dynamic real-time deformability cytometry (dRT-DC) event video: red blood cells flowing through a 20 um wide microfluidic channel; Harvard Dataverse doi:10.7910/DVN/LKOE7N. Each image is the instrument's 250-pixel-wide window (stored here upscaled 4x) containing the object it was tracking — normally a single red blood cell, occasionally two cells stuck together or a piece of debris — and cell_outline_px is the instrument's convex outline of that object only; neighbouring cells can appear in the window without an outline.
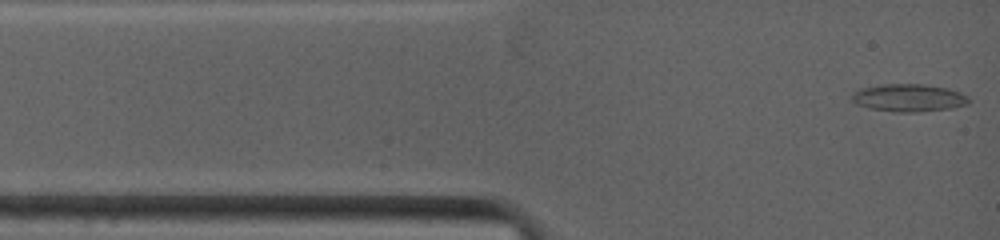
{"species": "common noctule bat (a hibernating species)", "species_latin": "Nyctalus noctula", "temperature_condition": "warm", "stored_images_in_passage": 39, "camera_frame_rate_fps": 4500, "um_per_image_px": 0.085, "animal": {"sex": "female", "body_mass_g": 19.0, "forearm_length_mm": 53.3}, "frame": {"image": 1, "passage_image": 1, "time_ms": 0.0, "image_size_px": [1000, 240], "cell_outline_px": [[972, 100], [968, 104], [952, 108], [912, 112], [896, 112], [868, 108], [856, 104], [848, 96], [852, 92], [864, 88], [888, 84], [920, 84], [944, 88], [960, 92], [968, 96]], "centroid_in_image_um": [77.23, 8.33], "position_along_channel_um": 7.8, "area_um2": 18.73}}
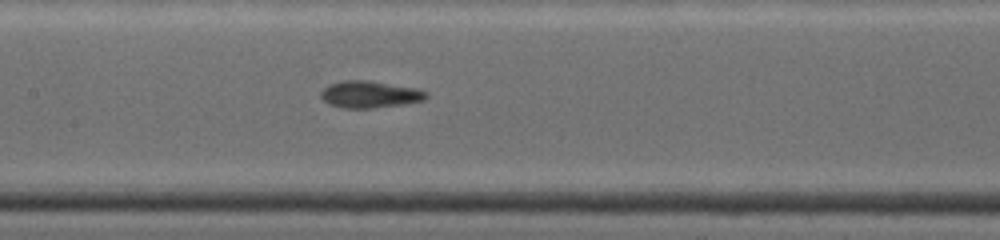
{"frame": {"image": 2, "passage_image": 13, "time_ms": 5.333, "image_size_px": [1000, 240], "cell_outline_px": [[428, 96], [420, 100], [400, 104], [372, 108], [344, 108], [332, 104], [324, 100], [320, 96], [320, 92], [324, 88], [332, 84], [344, 80], [368, 80], [416, 88], [424, 92]], "centroid_in_image_um": [31.38, 8.01], "position_along_channel_um": 176.0, "area_um2": 16.01}}
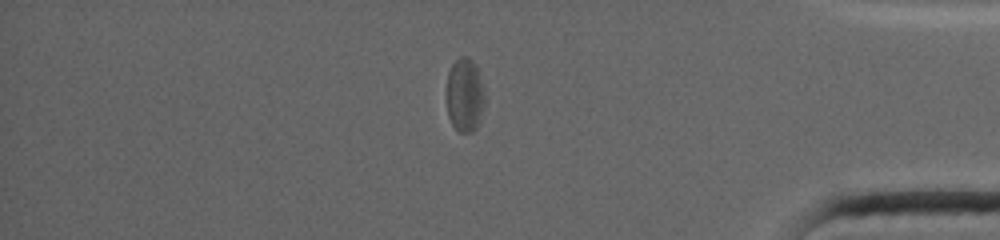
{"frame": {"image": 3, "passage_image": 28, "time_ms": 11.778, "image_size_px": [1000, 240], "cell_outline_px": [[484, 104], [480, 120], [476, 128], [472, 132], [456, 132], [448, 116], [448, 72], [452, 64], [460, 56], [464, 56], [472, 60], [476, 64], [484, 88]], "centroid_in_image_um": [39.53, 8.09], "position_along_channel_um": 395.7, "area_um2": 16.42}, "authors_computed_cell_mechanics": {"area_um2": 16.473, "velocity_mm_per_s": 3.9151, "shape_relaxation_time_tau1_ms": 6.7377, "shape_relaxation_time_tau2_ms": 2.8158, "deformation_change_tau1": 0.1625, "deformation_change_tau2": 0.0931}}